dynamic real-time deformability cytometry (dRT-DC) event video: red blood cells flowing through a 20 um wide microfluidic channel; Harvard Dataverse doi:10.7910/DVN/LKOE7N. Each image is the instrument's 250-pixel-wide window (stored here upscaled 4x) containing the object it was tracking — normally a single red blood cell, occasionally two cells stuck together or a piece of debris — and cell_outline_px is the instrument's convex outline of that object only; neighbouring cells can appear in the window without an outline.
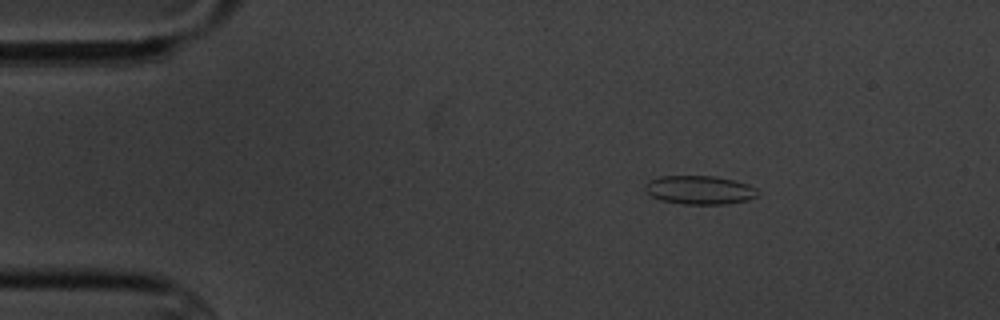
{"species": "common noctule bat (a hibernating species)", "species_latin": "Nyctalus noctula", "temperature_condition": "cold", "stored_images_in_passage": 4, "camera_frame_rate_fps": 3000, "um_per_image_px": 0.085, "animal": {"sex": "male", "body_mass_g": 20.1, "forearm_length_mm": 53.5}, "frame": {"image": 1, "passage_image": 1, "time_ms": 0.0, "image_size_px": [1000, 320], "cell_outline_px": [[760, 192], [756, 196], [748, 200], [724, 204], [684, 204], [660, 200], [652, 196], [644, 188], [644, 184], [648, 180], [660, 176], [716, 176], [748, 184], [756, 188]], "centroid_in_image_um": [59.46, 16.14], "position_along_channel_um": 25.5, "area_um2": 18.84}}